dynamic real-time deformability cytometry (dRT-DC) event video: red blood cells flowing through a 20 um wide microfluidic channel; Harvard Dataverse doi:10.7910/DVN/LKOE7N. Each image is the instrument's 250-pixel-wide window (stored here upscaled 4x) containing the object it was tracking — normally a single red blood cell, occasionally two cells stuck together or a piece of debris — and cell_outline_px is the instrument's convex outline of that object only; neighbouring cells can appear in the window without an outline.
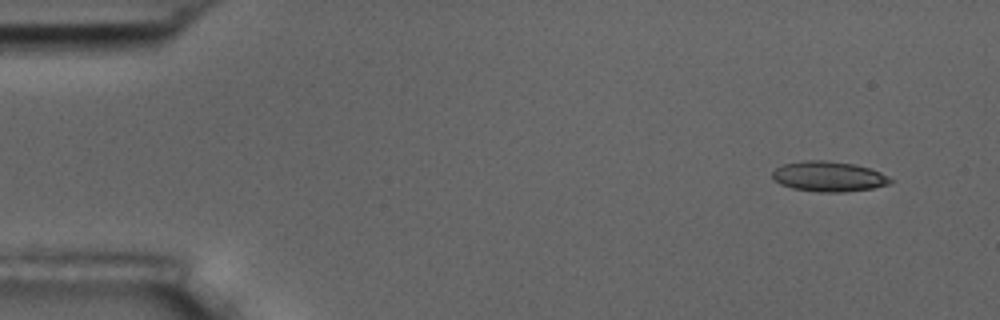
{"species": "common noctule bat (a hibernating species)", "species_latin": "Nyctalus noctula", "temperature_condition": "room temperature", "stored_images_in_passage": 14, "camera_frame_rate_fps": 3000, "um_per_image_px": 0.085, "animal": {"sex": "male", "body_mass_g": 17.5, "forearm_length_mm": 52.3}, "frame": {"image": 1, "passage_image": 1, "time_ms": 0.0, "image_size_px": [1000, 320], "cell_outline_px": [[892, 180], [888, 184], [872, 188], [844, 192], [816, 192], [792, 188], [780, 184], [772, 180], [772, 172], [776, 168], [784, 164], [808, 160], [828, 160], [852, 164], [868, 168], [880, 172], [888, 176]], "centroid_in_image_um": [70.39, 15.0], "position_along_channel_um": 14.6, "area_um2": 20.69}}
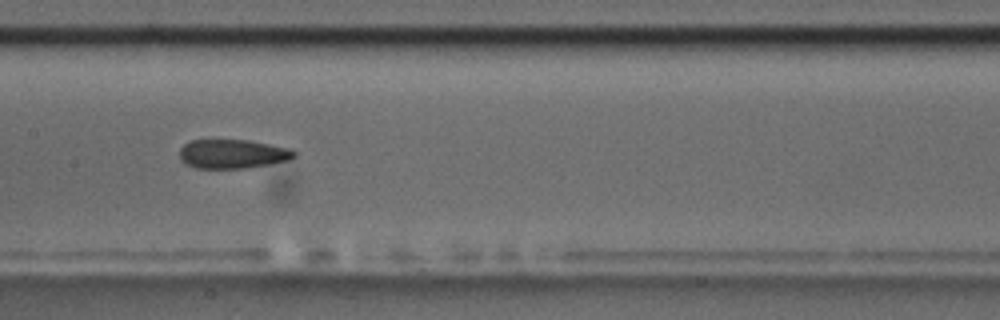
{"frame": {"image": 2, "passage_image": 7, "time_ms": 7.667, "image_size_px": [1000, 320], "cell_outline_px": [[296, 156], [288, 160], [248, 168], [196, 168], [184, 164], [180, 160], [180, 148], [184, 144], [192, 140], [248, 140], [292, 148], [296, 152]], "centroid_in_image_um": [19.77, 13.08], "position_along_channel_um": 187.6, "area_um2": 19.54}}
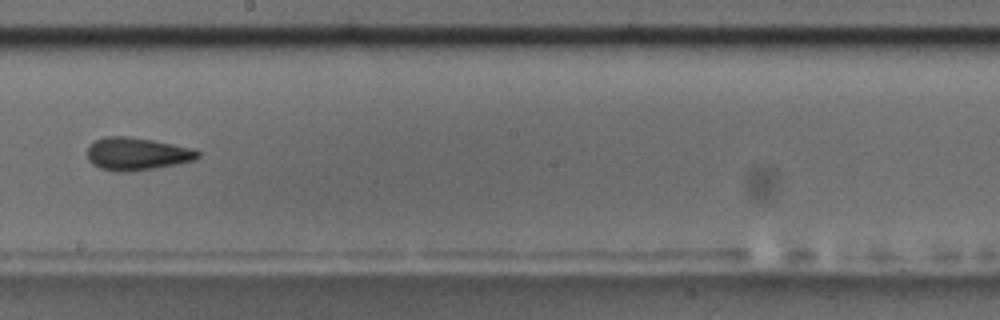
{"frame": {"image": 3, "passage_image": 8, "time_ms": 9.0, "image_size_px": [1000, 320], "cell_outline_px": [[200, 156], [196, 160], [176, 164], [128, 172], [116, 172], [100, 168], [92, 164], [88, 160], [88, 148], [96, 140], [104, 136], [128, 136], [152, 140], [192, 148], [200, 152]], "centroid_in_image_um": [11.63, 13.08], "position_along_channel_um": 236.6, "area_um2": 20.98}, "authors_computed_cell_mechanics": {"area_um2": 20.5479, "velocity_mm_per_s": 3.6839, "shape_relaxation_time_tau1_ms": null, "shape_relaxation_time_tau2_ms": 4.406, "deformation_change_tau1": null, "deformation_change_tau2": 0.1148}}